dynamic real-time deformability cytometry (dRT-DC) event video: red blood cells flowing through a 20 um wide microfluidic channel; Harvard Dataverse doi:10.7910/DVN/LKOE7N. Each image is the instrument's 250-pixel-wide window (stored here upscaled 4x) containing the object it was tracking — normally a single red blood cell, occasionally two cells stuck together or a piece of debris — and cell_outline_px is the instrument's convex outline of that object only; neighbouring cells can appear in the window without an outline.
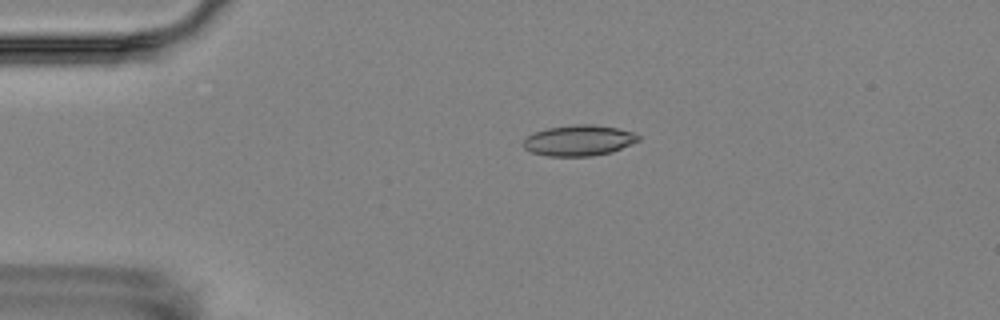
{"species": "Egyptian fruit bat (a non-hibernating species)", "species_latin": "Rousettus aegyptiacus", "temperature_condition": "room temperature", "stored_images_in_passage": 5, "camera_frame_rate_fps": 3000, "um_per_image_px": 0.085, "animal": {"sex": "female"}, "frame": {"image": 1, "passage_image": 3, "time_ms": 3.0, "image_size_px": [1000, 320], "cell_outline_px": [[640, 140], [632, 144], [612, 152], [592, 156], [548, 156], [532, 152], [524, 148], [520, 140], [532, 132], [548, 128], [580, 124], [592, 124], [616, 128], [632, 132], [640, 136]], "centroid_in_image_um": [49.16, 11.94], "position_along_channel_um": 35.8, "area_um2": 20.75}}